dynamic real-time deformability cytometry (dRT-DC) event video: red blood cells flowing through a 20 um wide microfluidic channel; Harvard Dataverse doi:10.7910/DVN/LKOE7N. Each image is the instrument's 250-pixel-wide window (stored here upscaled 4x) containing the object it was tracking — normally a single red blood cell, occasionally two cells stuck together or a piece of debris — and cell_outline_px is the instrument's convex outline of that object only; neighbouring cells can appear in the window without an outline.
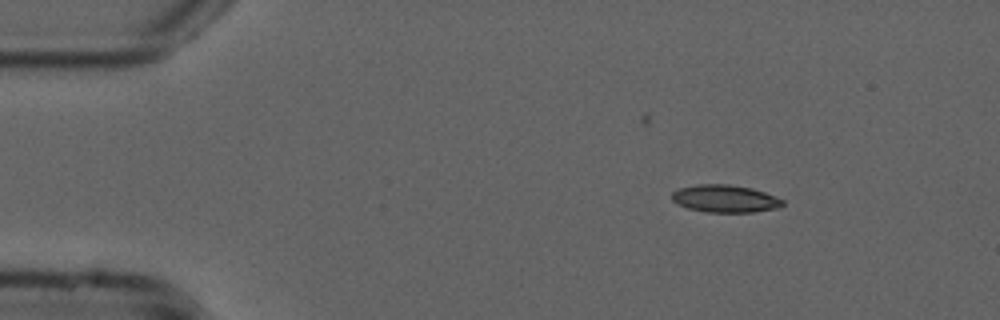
{"species": "common noctule bat (a hibernating species)", "species_latin": "Nyctalus noctula", "temperature_condition": "cold", "stored_images_in_passage": 21, "camera_frame_rate_fps": 3000, "um_per_image_px": 0.085, "animal": {"sex": "male", "forearm_length_mm": 52.5}, "frame": {"image": 1, "passage_image": 1, "time_ms": 0.0, "image_size_px": [1000, 320], "cell_outline_px": [[784, 204], [780, 208], [752, 212], [708, 212], [688, 208], [676, 204], [672, 200], [672, 192], [676, 188], [696, 184], [728, 184], [752, 188], [776, 196], [784, 200]], "centroid_in_image_um": [61.62, 16.88], "position_along_channel_um": 23.4, "area_um2": 17.98}}
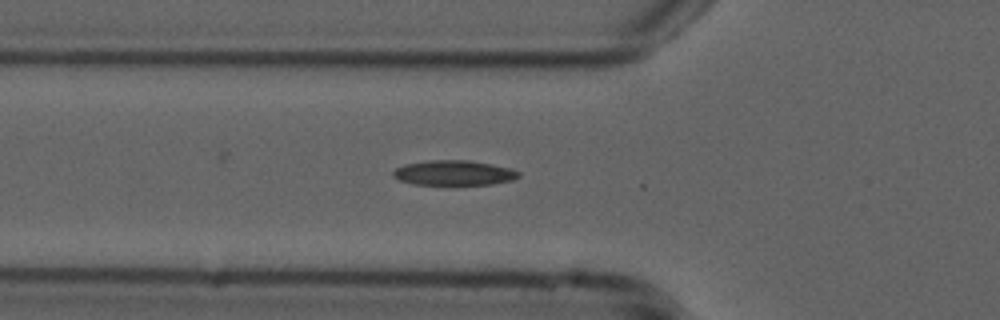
{"frame": {"image": 2, "passage_image": 12, "time_ms": 3.667, "image_size_px": [1000, 320], "cell_outline_px": [[520, 176], [512, 180], [492, 184], [412, 184], [400, 180], [392, 176], [392, 172], [396, 168], [404, 164], [428, 160], [468, 160], [492, 164], [512, 168], [520, 172]], "centroid_in_image_um": [38.58, 14.68], "position_along_channel_um": 87.2, "area_um2": 18.26}}
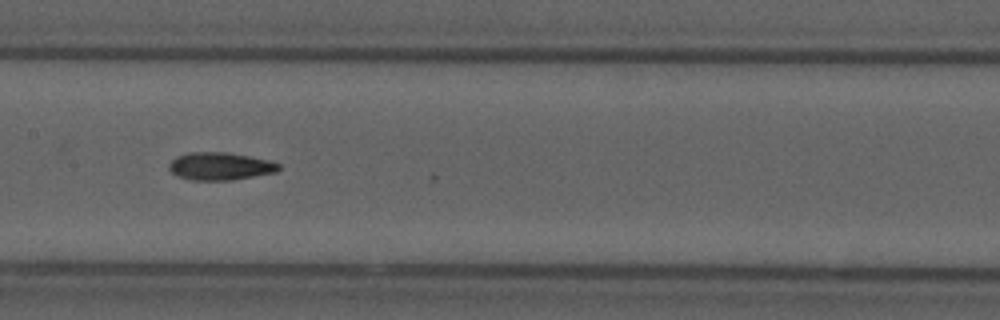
{"frame": {"image": 3, "passage_image": 20, "time_ms": 6.333, "image_size_px": [1000, 320], "cell_outline_px": [[280, 168], [276, 172], [232, 180], [192, 180], [176, 176], [168, 168], [168, 164], [176, 156], [188, 152], [228, 152], [268, 160], [280, 164]], "centroid_in_image_um": [18.68, 14.12], "position_along_channel_um": 188.7, "area_um2": 17.74}}